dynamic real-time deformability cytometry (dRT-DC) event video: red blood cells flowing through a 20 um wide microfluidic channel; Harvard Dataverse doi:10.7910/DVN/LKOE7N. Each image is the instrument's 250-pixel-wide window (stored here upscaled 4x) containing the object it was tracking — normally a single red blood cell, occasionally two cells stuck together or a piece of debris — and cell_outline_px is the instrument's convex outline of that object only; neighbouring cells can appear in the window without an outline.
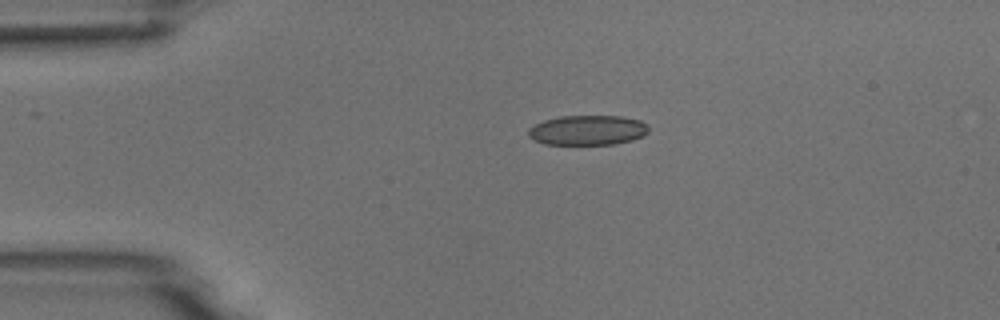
{"species": "common noctule bat (a hibernating species)", "species_latin": "Nyctalus noctula", "temperature_condition": "room temperature", "stored_images_in_passage": 3, "camera_frame_rate_fps": 3000, "um_per_image_px": 0.085, "animal": {"sex": "male", "body_mass_g": 18.8}, "frame": {"image": 1, "passage_image": 3, "time_ms": 2.333, "image_size_px": [1000, 320], "cell_outline_px": [[648, 132], [644, 136], [632, 140], [616, 144], [544, 144], [528, 136], [528, 128], [544, 120], [560, 116], [620, 116], [640, 120], [648, 124]], "centroid_in_image_um": [49.98, 11.06], "position_along_channel_um": 35.0, "area_um2": 20.98}}